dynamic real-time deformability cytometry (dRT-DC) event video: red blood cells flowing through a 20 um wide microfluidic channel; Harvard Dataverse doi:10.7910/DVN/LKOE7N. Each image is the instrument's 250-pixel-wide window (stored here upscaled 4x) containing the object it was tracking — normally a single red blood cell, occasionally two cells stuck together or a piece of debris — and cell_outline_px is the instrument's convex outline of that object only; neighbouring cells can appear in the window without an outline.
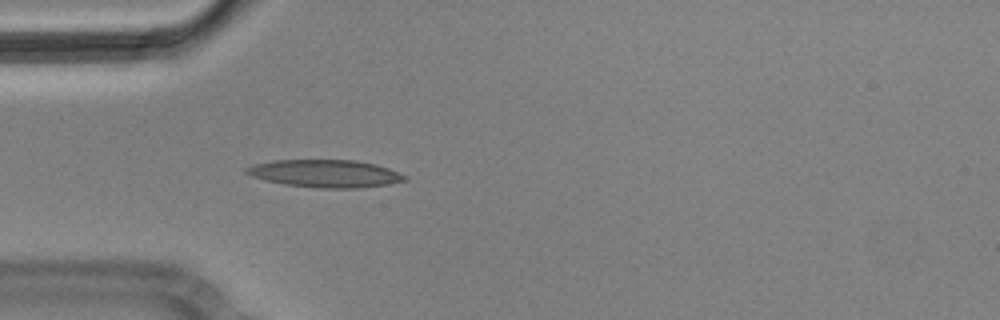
{"species": "Egyptian fruit bat (a non-hibernating species)", "species_latin": "Rousettus aegyptiacus", "temperature_condition": "cold", "stored_images_in_passage": 4, "camera_frame_rate_fps": 3000, "um_per_image_px": 0.085, "animal": {"sex": "male"}, "frame": {"image": 1, "passage_image": 4, "time_ms": 1.0, "image_size_px": [1000, 320], "cell_outline_px": [[408, 180], [388, 184], [356, 188], [316, 188], [284, 184], [264, 180], [252, 176], [244, 172], [244, 168], [256, 164], [272, 160], [356, 160], [376, 164], [388, 168], [408, 176]], "centroid_in_image_um": [27.65, 14.75], "position_along_channel_um": 57.3, "area_um2": 25.55}}